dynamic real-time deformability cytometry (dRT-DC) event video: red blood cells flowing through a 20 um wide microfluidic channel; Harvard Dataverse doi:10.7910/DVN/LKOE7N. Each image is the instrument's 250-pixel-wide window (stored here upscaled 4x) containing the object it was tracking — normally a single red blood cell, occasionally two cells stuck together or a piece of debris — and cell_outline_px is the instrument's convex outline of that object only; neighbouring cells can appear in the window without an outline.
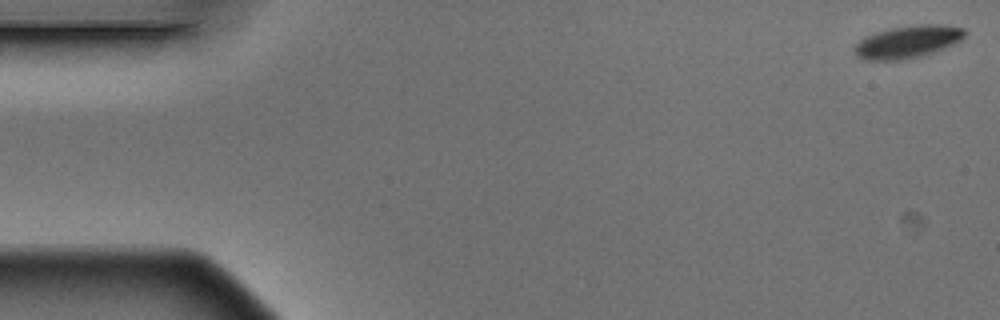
{"species": "Egyptian fruit bat (a non-hibernating species)", "species_latin": "Rousettus aegyptiacus", "temperature_condition": "warm", "stored_images_in_passage": 4, "camera_frame_rate_fps": 3000, "um_per_image_px": 0.085, "animal": {"sex": "male"}, "frame": {"image": 1, "passage_image": 1, "time_ms": 0.0, "image_size_px": [1000, 320], "cell_outline_px": [[964, 36], [960, 40], [952, 44], [932, 52], [920, 56], [904, 60], [864, 60], [856, 56], [856, 44], [864, 36], [876, 32], [892, 28], [920, 24], [940, 24], [964, 28]], "centroid_in_image_um": [77.12, 3.55], "position_along_channel_um": 7.9, "area_um2": 20.58}}